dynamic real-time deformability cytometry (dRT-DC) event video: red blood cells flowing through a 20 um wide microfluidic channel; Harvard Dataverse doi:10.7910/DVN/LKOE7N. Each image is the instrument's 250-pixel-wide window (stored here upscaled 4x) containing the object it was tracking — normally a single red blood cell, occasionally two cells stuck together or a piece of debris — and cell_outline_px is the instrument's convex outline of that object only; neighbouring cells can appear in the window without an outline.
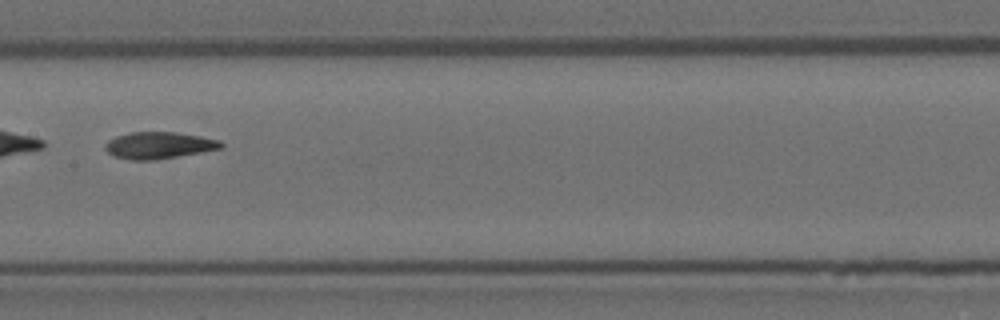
{"species": "Egyptian fruit bat (a non-hibernating species)", "species_latin": "Rousettus aegyptiacus", "temperature_condition": "room temperature", "stored_images_in_passage": 39, "camera_frame_rate_fps": 3000, "um_per_image_px": 0.085, "animal": {"sex": "female"}, "frame": {"image": 1, "passage_image": 12, "time_ms": 3.667, "image_size_px": [1000, 320], "cell_outline_px": [[224, 144], [220, 148], [200, 152], [156, 160], [132, 160], [116, 156], [108, 152], [104, 148], [104, 144], [108, 140], [116, 136], [132, 132], [176, 132], [200, 136], [220, 140]], "centroid_in_image_um": [13.49, 12.34], "position_along_channel_um": 193.9, "area_um2": 17.92}}
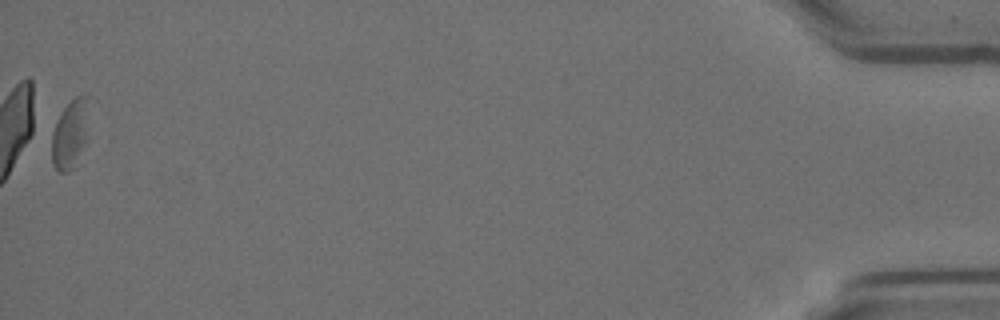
{"frame": {"image": 2, "passage_image": 39, "time_ms": 12.667, "image_size_px": [1000, 320], "cell_outline_px": [[92, 96], [84, 144], [76, 168], [68, 172], [60, 172], [52, 164], [48, 132], [64, 108], [76, 96], [84, 92]], "centroid_in_image_um": [5.94, 11.35], "position_along_channel_um": 429.3, "area_um2": 16.13}, "authors_computed_cell_mechanics": {"area_um2": 17.918, "velocity_mm_per_s": 3.6873, "shape_relaxation_time_tau1_ms": 6.6932, "shape_relaxation_time_tau2_ms": 5.469, "deformation_change_tau1": 0.1469, "deformation_change_tau2": 0.1474}}